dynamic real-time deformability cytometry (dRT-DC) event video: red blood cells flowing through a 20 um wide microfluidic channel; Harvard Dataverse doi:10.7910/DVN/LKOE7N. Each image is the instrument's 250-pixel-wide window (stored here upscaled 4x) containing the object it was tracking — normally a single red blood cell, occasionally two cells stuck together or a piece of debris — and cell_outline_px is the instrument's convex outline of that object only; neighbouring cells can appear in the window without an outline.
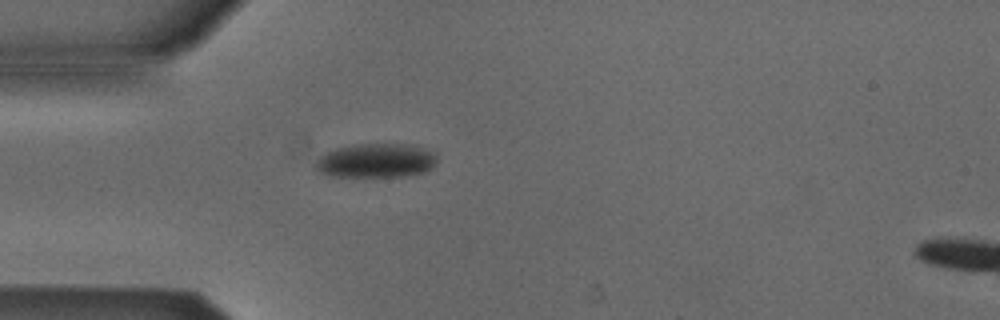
{"species": "Egyptian fruit bat (a non-hibernating species)", "species_latin": "Rousettus aegyptiacus", "temperature_condition": "cold", "stored_images_in_passage": 39, "camera_frame_rate_fps": 3000, "um_per_image_px": 0.085, "animal": {"sex": "male"}, "frame": {"image": 1, "passage_image": 1, "time_ms": 0.0, "image_size_px": [1000, 320], "cell_outline_px": [[436, 160], [432, 168], [424, 172], [404, 176], [328, 176], [320, 172], [316, 168], [316, 160], [324, 152], [336, 148], [352, 144], [408, 144], [424, 148], [436, 152]], "centroid_in_image_um": [31.96, 13.64], "position_along_channel_um": 53.0, "area_um2": 24.28}}
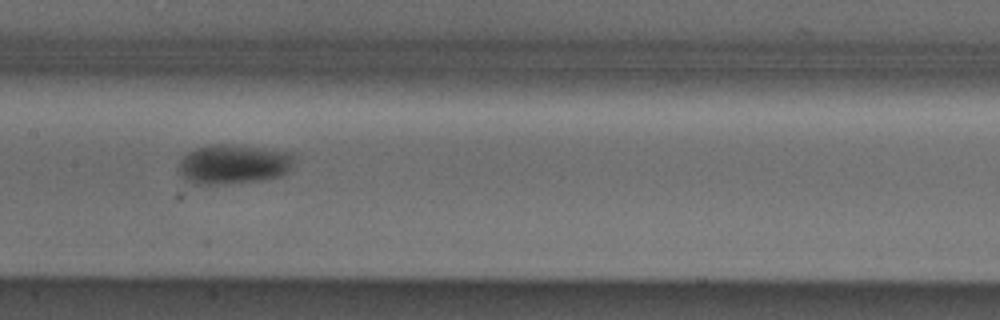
{"frame": {"image": 2, "passage_image": 12, "time_ms": 3.667, "image_size_px": [1000, 320], "cell_outline_px": [[296, 156], [288, 172], [280, 176], [260, 180], [228, 184], [196, 184], [188, 180], [180, 172], [180, 160], [188, 152], [196, 148], [212, 144], [228, 144], [296, 152]], "centroid_in_image_um": [19.91, 13.94], "position_along_channel_um": 187.5, "area_um2": 26.65}}
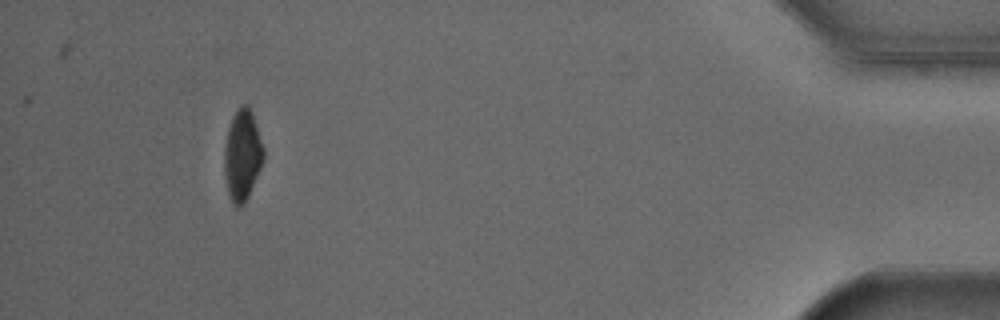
{"frame": {"image": 3, "passage_image": 35, "time_ms": 11.333, "image_size_px": [1000, 320], "cell_outline_px": [[264, 160], [248, 196], [244, 204], [236, 204], [232, 200], [228, 192], [224, 176], [224, 148], [228, 128], [232, 116], [240, 104], [248, 104], [252, 112], [264, 148]], "centroid_in_image_um": [20.6, 13.12], "position_along_channel_um": 414.6, "area_um2": 20.69}, "authors_computed_cell_mechanics": {"area_um2": 24.7384, "velocity_mm_per_s": 3.8802, "shape_relaxation_time_tau1_ms": 7.3421, "shape_relaxation_time_tau2_ms": null, "deformation_change_tau1": 0.1117, "deformation_change_tau2": null}}